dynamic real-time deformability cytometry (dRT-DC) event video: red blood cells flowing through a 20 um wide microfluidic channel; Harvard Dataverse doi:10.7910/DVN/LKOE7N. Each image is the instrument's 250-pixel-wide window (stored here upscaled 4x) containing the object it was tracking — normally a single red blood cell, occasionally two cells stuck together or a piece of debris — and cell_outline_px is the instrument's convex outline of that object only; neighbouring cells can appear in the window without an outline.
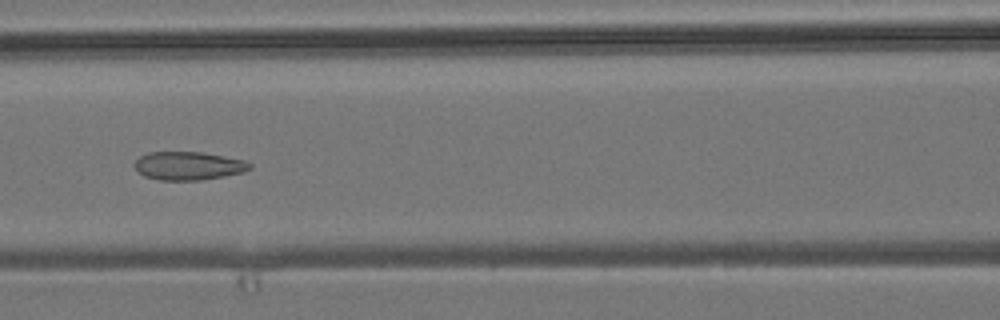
{"species": "common noctule bat (a hibernating species)", "species_latin": "Nyctalus noctula", "temperature_condition": "room temperature", "stored_images_in_passage": 4, "camera_frame_rate_fps": 3000, "um_per_image_px": 0.085, "animal": {"sex": "male", "body_mass_g": 19.2, "forearm_length_mm": 51.8}, "frame": {"image": 1, "passage_image": 4, "time_ms": 3.333, "image_size_px": [1000, 320], "cell_outline_px": [[252, 168], [244, 172], [224, 176], [200, 180], [160, 180], [144, 176], [132, 164], [140, 156], [148, 152], [200, 152], [224, 156], [244, 160], [252, 164]], "centroid_in_image_um": [16.02, 14.09], "position_along_channel_um": 150.6, "area_um2": 19.02}}